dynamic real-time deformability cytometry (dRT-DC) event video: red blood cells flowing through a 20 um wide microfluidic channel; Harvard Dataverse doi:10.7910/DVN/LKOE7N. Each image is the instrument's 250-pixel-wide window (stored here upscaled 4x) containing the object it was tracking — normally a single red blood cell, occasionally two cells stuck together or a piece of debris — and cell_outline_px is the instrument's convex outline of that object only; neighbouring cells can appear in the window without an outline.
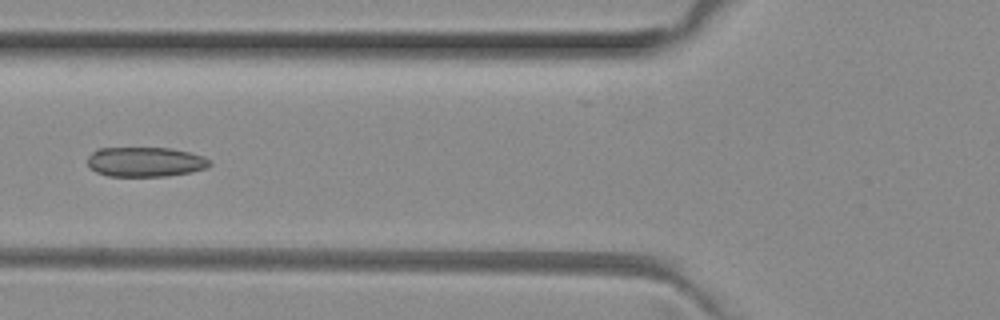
{"species": "common noctule bat (a hibernating species)", "species_latin": "Nyctalus noctula", "temperature_condition": "room temperature", "stored_images_in_passage": 5, "camera_frame_rate_fps": 3000, "um_per_image_px": 0.085, "animal": {"sex": "female", "body_mass_g": 29.2, "forearm_length_mm": 56.3}, "frame": {"image": 1, "passage_image": 5, "time_ms": 1.333, "image_size_px": [1000, 320], "cell_outline_px": [[212, 164], [204, 168], [192, 172], [164, 176], [108, 176], [96, 172], [88, 168], [88, 156], [96, 148], [172, 148], [204, 156], [212, 160]], "centroid_in_image_um": [12.34, 13.76], "position_along_channel_um": 113.5, "area_um2": 21.33}}